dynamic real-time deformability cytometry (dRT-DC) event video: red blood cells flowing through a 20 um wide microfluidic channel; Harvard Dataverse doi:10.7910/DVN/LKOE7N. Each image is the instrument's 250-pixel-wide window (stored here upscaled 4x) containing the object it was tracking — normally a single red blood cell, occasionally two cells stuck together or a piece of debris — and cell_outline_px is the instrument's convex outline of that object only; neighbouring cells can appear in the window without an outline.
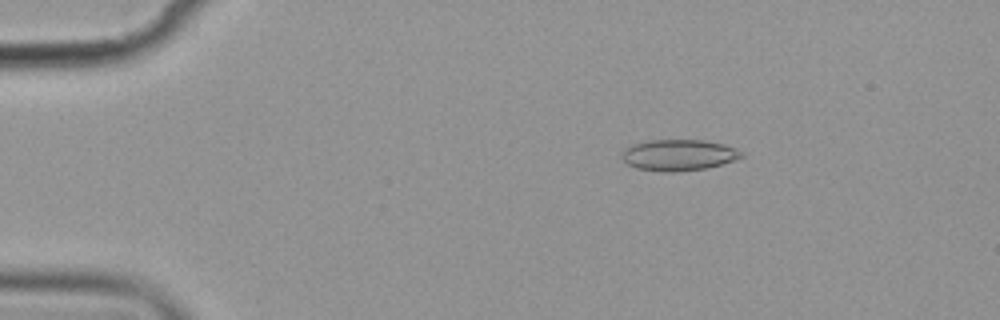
{"species": "common noctule bat (a hibernating species)", "species_latin": "Nyctalus noctula", "temperature_condition": "cold", "stored_images_in_passage": 6, "camera_frame_rate_fps": 3000, "um_per_image_px": 0.085, "animal": {"sex": "female", "body_mass_g": 19.9}, "frame": {"image": 1, "passage_image": 3, "time_ms": 2.333, "image_size_px": [1000, 320], "cell_outline_px": [[744, 156], [720, 164], [704, 168], [676, 172], [668, 172], [636, 168], [628, 164], [620, 156], [620, 152], [624, 148], [632, 144], [648, 140], [704, 140], [724, 144], [736, 148], [744, 152]], "centroid_in_image_um": [57.65, 13.16], "position_along_channel_um": 27.3, "area_um2": 21.73}}
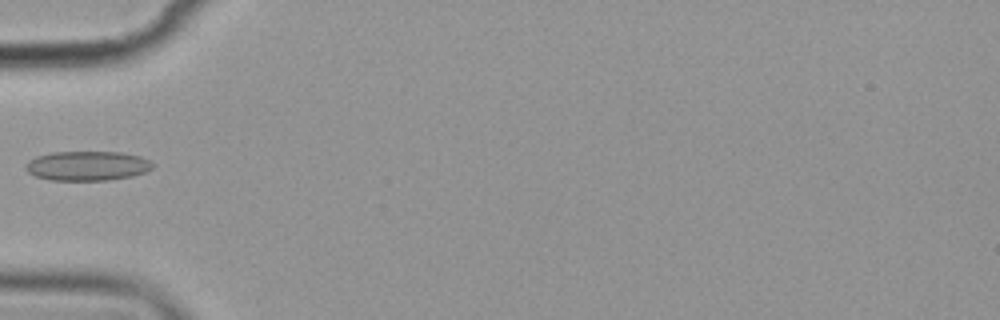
{"frame": {"image": 2, "passage_image": 6, "time_ms": 5.667, "image_size_px": [1000, 320], "cell_outline_px": [[156, 164], [152, 168], [144, 172], [132, 176], [108, 180], [48, 180], [36, 176], [28, 172], [24, 168], [24, 164], [28, 160], [36, 156], [52, 152], [120, 152], [140, 156]], "centroid_in_image_um": [7.39, 14.09], "position_along_channel_um": 77.6, "area_um2": 21.96}}